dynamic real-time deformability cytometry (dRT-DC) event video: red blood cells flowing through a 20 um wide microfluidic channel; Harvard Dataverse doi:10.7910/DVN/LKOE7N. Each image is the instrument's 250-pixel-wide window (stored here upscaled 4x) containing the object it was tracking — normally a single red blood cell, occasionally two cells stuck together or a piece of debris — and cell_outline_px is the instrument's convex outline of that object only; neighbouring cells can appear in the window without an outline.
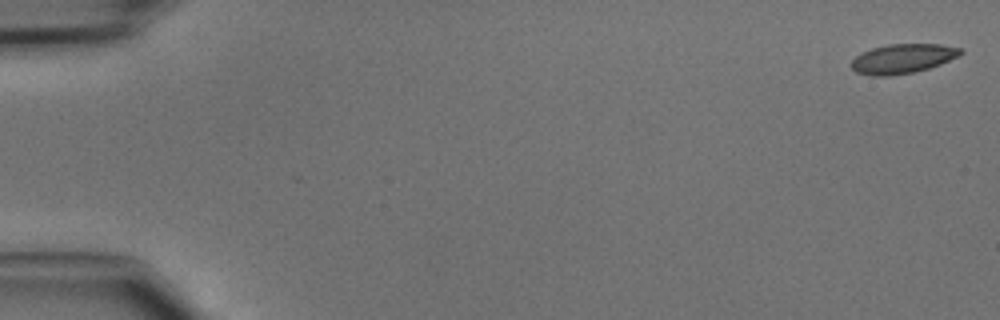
{"species": "common noctule bat (a hibernating species)", "species_latin": "Nyctalus noctula", "temperature_condition": "cold", "stored_images_in_passage": 47, "camera_frame_rate_fps": 3000, "um_per_image_px": 0.085, "animal": {"sex": "male", "body_mass_g": 15.6}, "frame": {"image": 1, "passage_image": 1, "time_ms": 0.0, "image_size_px": [1000, 320], "cell_outline_px": [[964, 52], [960, 56], [940, 64], [928, 68], [912, 72], [888, 76], [872, 76], [856, 72], [852, 68], [852, 60], [860, 52], [872, 48], [888, 44], [940, 44], [964, 48]], "centroid_in_image_um": [76.75, 4.97], "position_along_channel_um": 8.2, "area_um2": 18.84}}
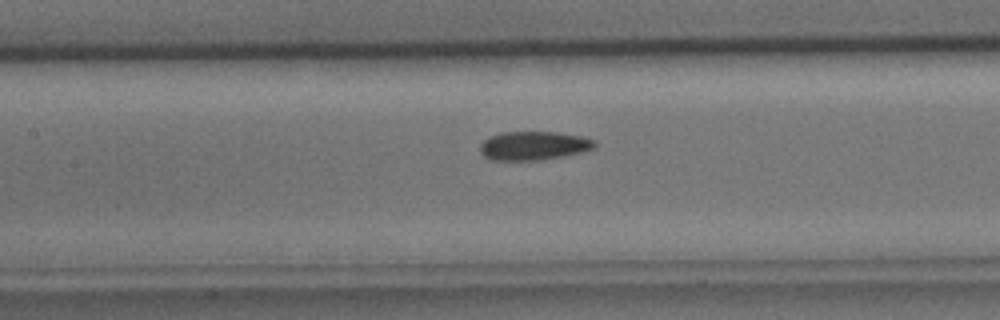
{"frame": {"image": 2, "passage_image": 22, "time_ms": 7.0, "image_size_px": [1000, 320], "cell_outline_px": [[596, 144], [592, 148], [584, 152], [536, 160], [492, 160], [484, 156], [480, 152], [480, 144], [488, 136], [500, 132], [560, 132], [580, 136], [596, 140]], "centroid_in_image_um": [45.33, 12.37], "position_along_channel_um": 162.1, "area_um2": 19.19}}
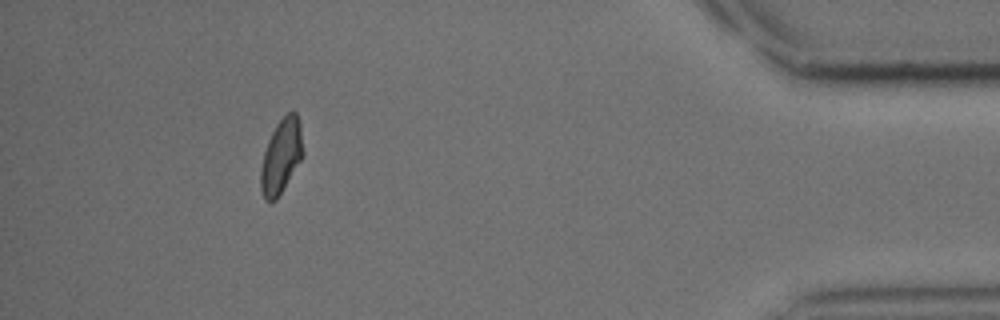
{"frame": {"image": 3, "passage_image": 43, "time_ms": 14.0, "image_size_px": [1000, 320], "cell_outline_px": [[304, 156], [276, 200], [272, 204], [264, 200], [260, 188], [260, 168], [264, 152], [268, 140], [276, 124], [288, 112], [296, 112], [300, 124], [304, 152]], "centroid_in_image_um": [23.9, 13.32], "position_along_channel_um": 411.3, "area_um2": 18.55}}